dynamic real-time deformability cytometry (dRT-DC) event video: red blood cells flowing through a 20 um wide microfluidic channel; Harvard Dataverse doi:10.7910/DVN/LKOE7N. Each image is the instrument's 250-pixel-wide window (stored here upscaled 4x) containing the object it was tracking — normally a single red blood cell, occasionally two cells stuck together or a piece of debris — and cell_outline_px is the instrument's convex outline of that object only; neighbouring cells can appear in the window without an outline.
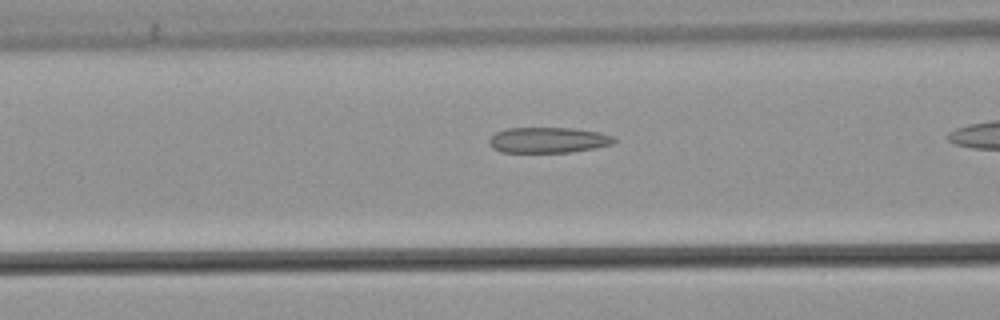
{"species": "common noctule bat (a hibernating species)", "species_latin": "Nyctalus noctula", "temperature_condition": "warm", "stored_images_in_passage": 21, "camera_frame_rate_fps": 3000, "um_per_image_px": 0.085, "animal": {"sex": "male", "body_mass_g": 21.5, "forearm_length_mm": 52.0}, "frame": {"image": 1, "passage_image": 7, "time_ms": 2.0, "image_size_px": [1000, 320], "cell_outline_px": [[616, 140], [612, 144], [596, 148], [568, 152], [500, 152], [492, 148], [488, 144], [488, 140], [496, 132], [504, 128], [576, 128], [600, 132], [616, 136]], "centroid_in_image_um": [46.6, 11.9], "position_along_channel_um": 120.0, "area_um2": 18.9}}
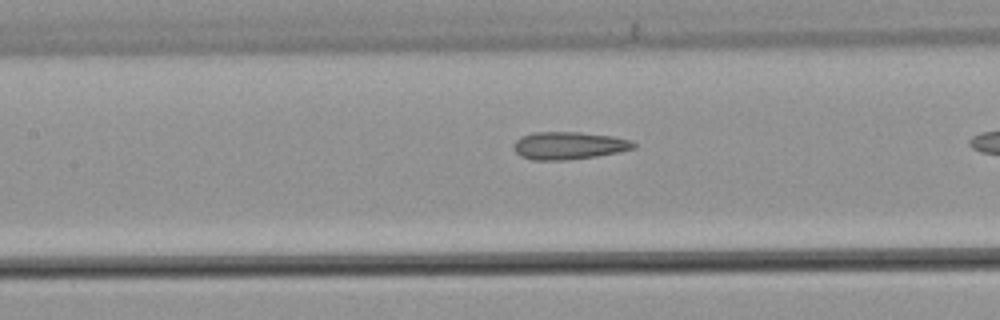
{"frame": {"image": 2, "passage_image": 10, "time_ms": 3.0, "image_size_px": [1000, 320], "cell_outline_px": [[636, 148], [620, 152], [596, 156], [568, 160], [532, 160], [520, 156], [516, 152], [512, 144], [520, 136], [536, 132], [580, 132], [612, 136], [632, 140], [636, 144]], "centroid_in_image_um": [48.35, 12.37], "position_along_channel_um": 159.0, "area_um2": 19.48}}